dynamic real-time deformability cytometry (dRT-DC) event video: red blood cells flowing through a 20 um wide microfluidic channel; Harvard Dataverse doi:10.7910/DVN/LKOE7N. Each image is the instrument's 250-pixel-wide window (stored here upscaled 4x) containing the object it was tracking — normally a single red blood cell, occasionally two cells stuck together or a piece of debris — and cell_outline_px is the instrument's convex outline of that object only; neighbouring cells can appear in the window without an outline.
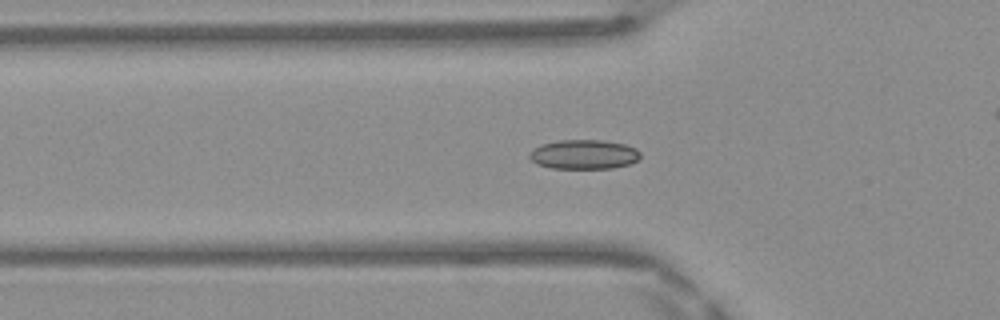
{"species": "Egyptian fruit bat (a non-hibernating species)", "species_latin": "Rousettus aegyptiacus", "temperature_condition": "warm", "stored_images_in_passage": 38, "camera_frame_rate_fps": 3000, "um_per_image_px": 0.085, "frame": {"image": 1, "passage_image": 9, "time_ms": 2.667, "image_size_px": [1000, 320], "cell_outline_px": [[640, 156], [636, 160], [628, 164], [612, 168], [552, 168], [536, 164], [528, 156], [532, 148], [540, 144], [560, 140], [604, 140], [624, 144], [636, 148], [640, 152]], "centroid_in_image_um": [49.59, 13.11], "position_along_channel_um": 76.2, "area_um2": 19.02}}
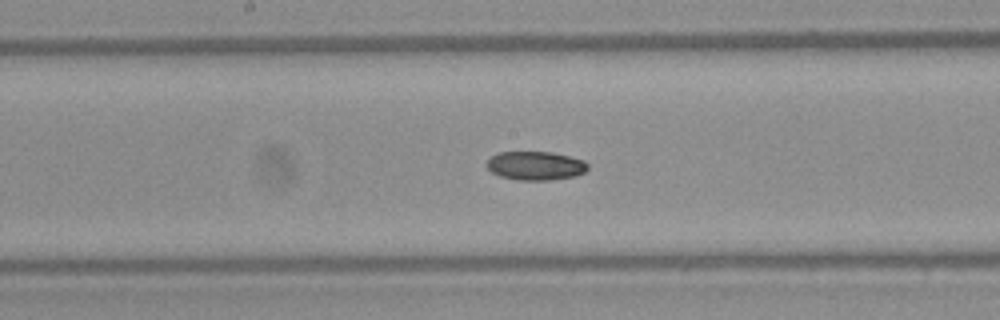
{"frame": {"image": 2, "passage_image": 18, "time_ms": 5.667, "image_size_px": [1000, 320], "cell_outline_px": [[588, 168], [584, 172], [576, 176], [548, 180], [520, 180], [500, 176], [492, 172], [484, 164], [492, 156], [500, 152], [552, 152], [584, 160], [588, 164]], "centroid_in_image_um": [45.52, 14.08], "position_along_channel_um": 202.7, "area_um2": 16.88}}
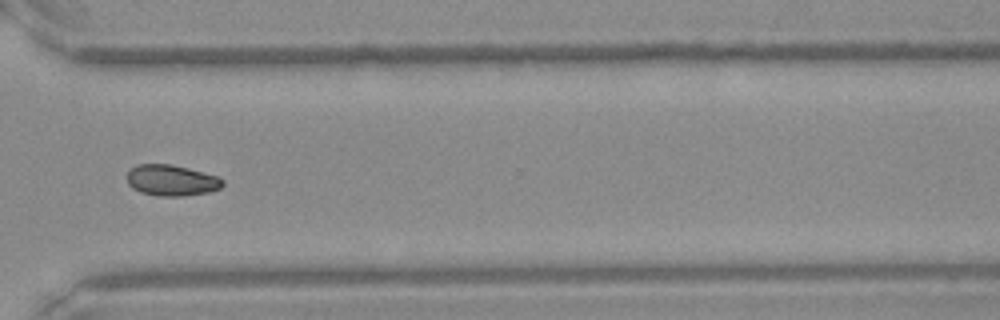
{"frame": {"image": 3, "passage_image": 29, "time_ms": 9.333, "image_size_px": [1000, 320], "cell_outline_px": [[224, 184], [220, 188], [208, 192], [184, 196], [160, 196], [140, 192], [132, 188], [128, 184], [128, 172], [136, 164], [172, 164], [188, 168], [216, 176], [224, 180]], "centroid_in_image_um": [14.57, 15.33], "position_along_channel_um": 356.0, "area_um2": 17.22}}